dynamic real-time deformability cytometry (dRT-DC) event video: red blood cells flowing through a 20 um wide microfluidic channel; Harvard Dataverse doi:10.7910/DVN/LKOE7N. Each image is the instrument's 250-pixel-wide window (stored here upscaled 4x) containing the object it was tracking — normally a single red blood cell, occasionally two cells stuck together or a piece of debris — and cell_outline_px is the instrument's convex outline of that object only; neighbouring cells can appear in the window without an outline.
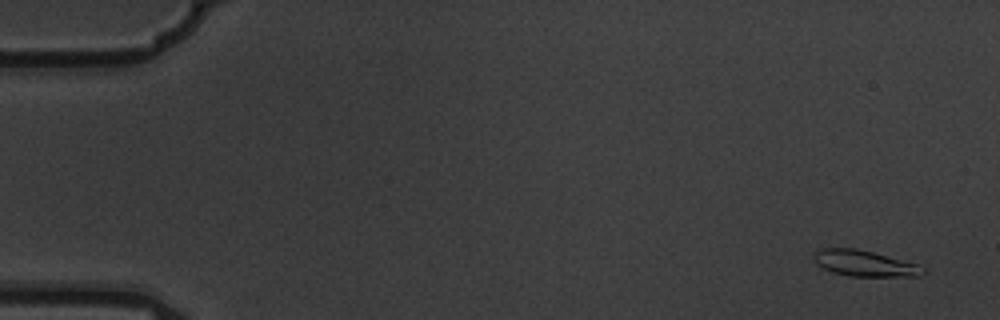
{"species": "common noctule bat (a hibernating species)", "species_latin": "Nyctalus noctula", "temperature_condition": "warm", "stored_images_in_passage": 7, "camera_frame_rate_fps": 3000, "um_per_image_px": 0.085, "animal": {"sex": "male", "body_mass_g": 19.5, "forearm_length_mm": 54.6}, "frame": {"image": 1, "passage_image": 1, "time_ms": 0.0, "image_size_px": [1000, 320], "cell_outline_px": [[924, 272], [920, 276], [848, 276], [832, 272], [816, 264], [812, 256], [812, 252], [820, 248], [856, 248], [920, 264], [924, 268]], "centroid_in_image_um": [73.45, 22.38], "position_along_channel_um": 11.5, "area_um2": 16.65}}
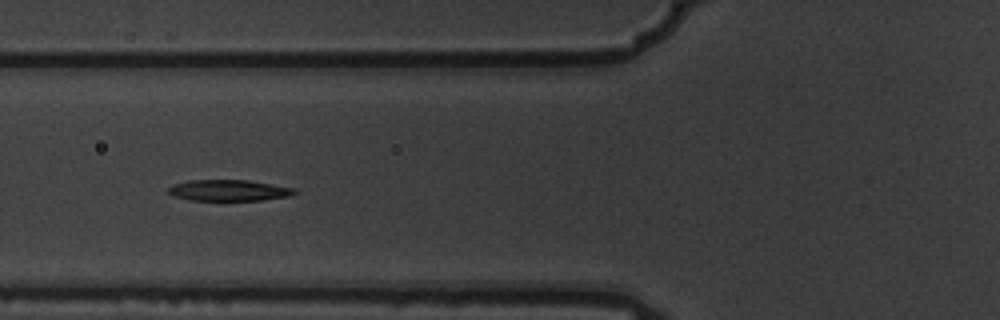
{"frame": {"image": 2, "passage_image": 6, "time_ms": 1.667, "image_size_px": [1000, 320], "cell_outline_px": [[296, 192], [292, 196], [260, 200], [188, 200], [176, 196], [168, 192], [168, 188], [172, 184], [188, 180], [248, 180], [296, 188]], "centroid_in_image_um": [19.46, 16.17], "position_along_channel_um": 106.3, "area_um2": 15.55}}
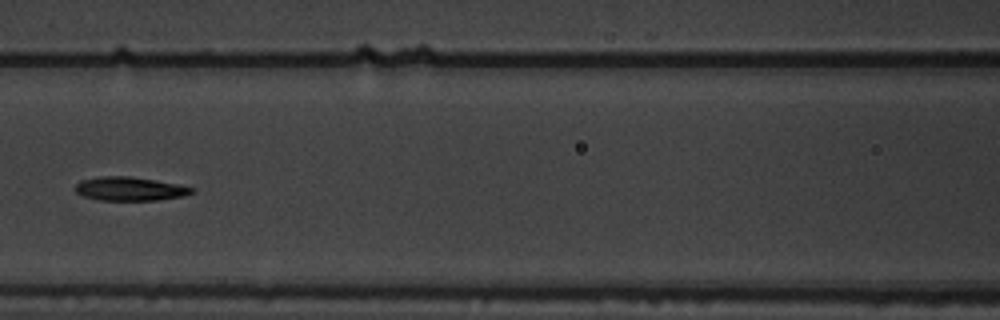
{"frame": {"image": 3, "passage_image": 7, "time_ms": 2.0, "image_size_px": [1000, 320], "cell_outline_px": [[196, 192], [184, 196], [156, 200], [100, 200], [84, 196], [76, 192], [76, 184], [80, 180], [100, 176], [128, 176], [156, 180], [196, 188]], "centroid_in_image_um": [11.07, 16.04], "position_along_channel_um": 155.5, "area_um2": 16.13}}